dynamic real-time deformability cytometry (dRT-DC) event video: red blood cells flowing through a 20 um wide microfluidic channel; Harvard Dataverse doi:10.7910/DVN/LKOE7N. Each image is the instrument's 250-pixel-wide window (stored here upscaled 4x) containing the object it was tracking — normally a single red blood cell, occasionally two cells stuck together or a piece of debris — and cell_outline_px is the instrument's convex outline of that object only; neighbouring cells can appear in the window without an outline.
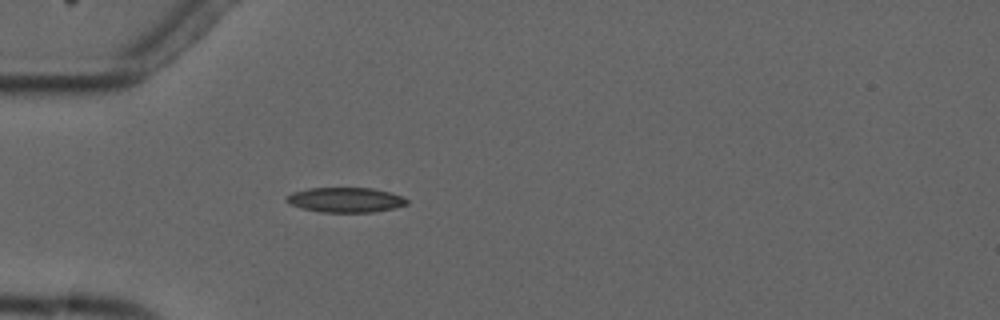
{"species": "common noctule bat (a hibernating species)", "species_latin": "Nyctalus noctula", "temperature_condition": "cold", "stored_images_in_passage": 2, "camera_frame_rate_fps": 3000, "um_per_image_px": 0.085, "animal": {"sex": "male", "forearm_length_mm": 52.5}, "frame": {"image": 1, "passage_image": 2, "time_ms": 1.667, "image_size_px": [1000, 320], "cell_outline_px": [[408, 204], [392, 208], [372, 212], [320, 212], [304, 208], [292, 204], [284, 200], [292, 192], [308, 188], [372, 188], [388, 192], [400, 196], [408, 200]], "centroid_in_image_um": [29.36, 16.98], "position_along_channel_um": 55.6, "area_um2": 17.17}}